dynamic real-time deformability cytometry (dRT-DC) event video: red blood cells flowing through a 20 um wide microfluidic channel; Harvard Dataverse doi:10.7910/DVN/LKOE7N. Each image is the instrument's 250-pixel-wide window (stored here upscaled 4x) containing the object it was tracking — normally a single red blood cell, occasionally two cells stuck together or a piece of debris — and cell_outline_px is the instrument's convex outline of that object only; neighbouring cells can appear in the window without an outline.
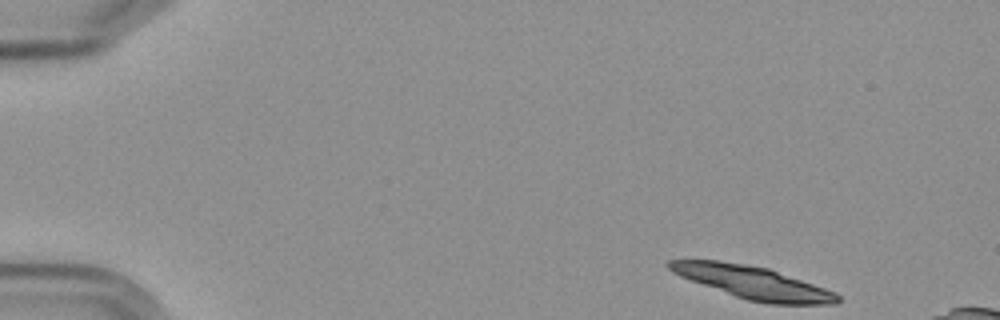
{"species": "Egyptian fruit bat (a non-hibernating species)", "species_latin": "Rousettus aegyptiacus", "temperature_condition": "cold", "stored_images_in_passage": 13, "camera_frame_rate_fps": 3000, "um_per_image_px": 0.085, "frame": {"image": 1, "passage_image": 1, "time_ms": 0.0, "image_size_px": [1000, 320], "cell_outline_px": [[840, 300], [836, 304], [768, 304], [748, 300], [736, 296], [680, 276], [672, 272], [664, 264], [668, 260], [716, 260], [744, 264], [768, 268], [836, 292], [840, 296]], "centroid_in_image_um": [64.0, 24.01], "position_along_channel_um": 21.0, "area_um2": 31.67}}